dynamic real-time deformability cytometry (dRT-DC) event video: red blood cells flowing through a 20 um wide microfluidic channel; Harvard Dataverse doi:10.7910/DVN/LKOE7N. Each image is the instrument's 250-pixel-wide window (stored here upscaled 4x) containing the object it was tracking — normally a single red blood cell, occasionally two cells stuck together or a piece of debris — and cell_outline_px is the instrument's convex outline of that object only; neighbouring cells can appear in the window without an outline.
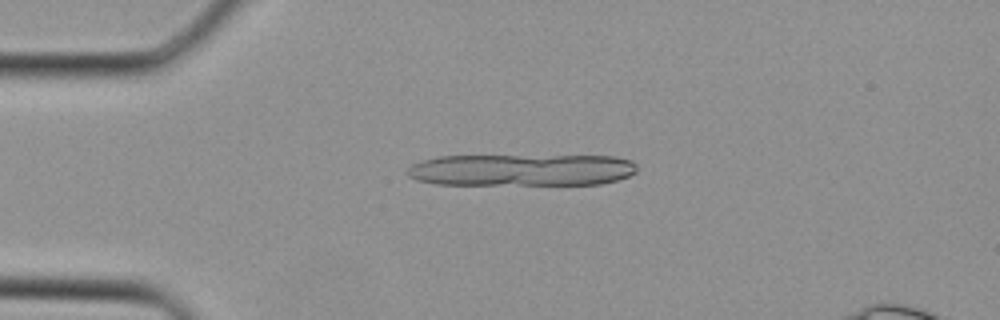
{"species": "Egyptian fruit bat (a non-hibernating species)", "species_latin": "Rousettus aegyptiacus", "temperature_condition": "cold", "stored_images_in_passage": 5, "camera_frame_rate_fps": 3000, "um_per_image_px": 0.085, "animal": {"sex": "female"}, "frame": {"image": 1, "passage_image": 2, "time_ms": 0.333, "image_size_px": [1000, 320], "cell_outline_px": [[636, 172], [628, 176], [616, 180], [600, 184], [436, 184], [416, 180], [408, 176], [408, 168], [412, 164], [424, 160], [440, 156], [616, 156], [632, 160], [636, 164]], "centroid_in_image_um": [44.36, 14.44], "position_along_channel_um": 40.6, "area_um2": 42.71}}